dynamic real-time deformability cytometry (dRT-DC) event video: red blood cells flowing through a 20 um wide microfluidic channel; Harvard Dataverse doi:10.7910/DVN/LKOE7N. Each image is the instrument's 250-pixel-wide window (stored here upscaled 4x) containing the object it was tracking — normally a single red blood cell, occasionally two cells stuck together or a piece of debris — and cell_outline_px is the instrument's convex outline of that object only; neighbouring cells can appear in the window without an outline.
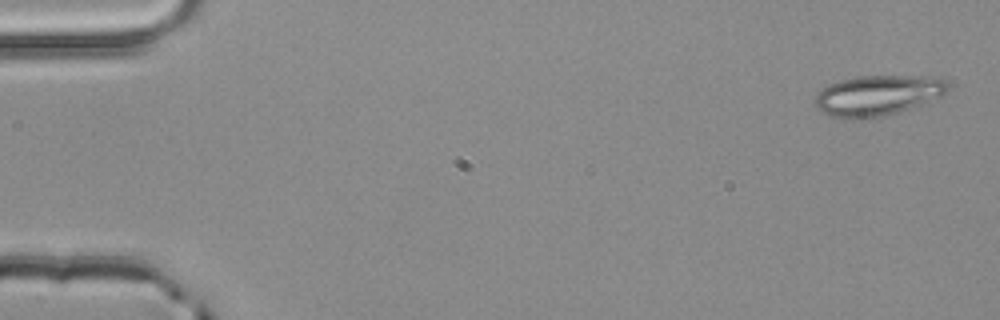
{"species": "common noctule bat (a hibernating species)", "species_latin": "Nyctalus noctula", "temperature_condition": "room temperature", "stored_images_in_passage": 5, "segment_of_instrument_passage": [2, 2], "camera_frame_rate_fps": 3000, "um_per_image_px": 0.085, "animal": {"sex": "male", "body_mass_g": 20.4}, "frame": {"image": 1, "passage_image": 5, "time_ms": 1.333, "image_size_px": [1000, 320], "cell_outline_px": [[948, 88], [940, 96], [924, 104], [884, 116], [832, 116], [820, 112], [816, 108], [816, 96], [820, 88], [828, 84], [840, 80], [856, 76], [940, 76], [948, 80]], "centroid_in_image_um": [74.64, 8.06], "position_along_channel_um": 10.4, "area_um2": 30.92}}